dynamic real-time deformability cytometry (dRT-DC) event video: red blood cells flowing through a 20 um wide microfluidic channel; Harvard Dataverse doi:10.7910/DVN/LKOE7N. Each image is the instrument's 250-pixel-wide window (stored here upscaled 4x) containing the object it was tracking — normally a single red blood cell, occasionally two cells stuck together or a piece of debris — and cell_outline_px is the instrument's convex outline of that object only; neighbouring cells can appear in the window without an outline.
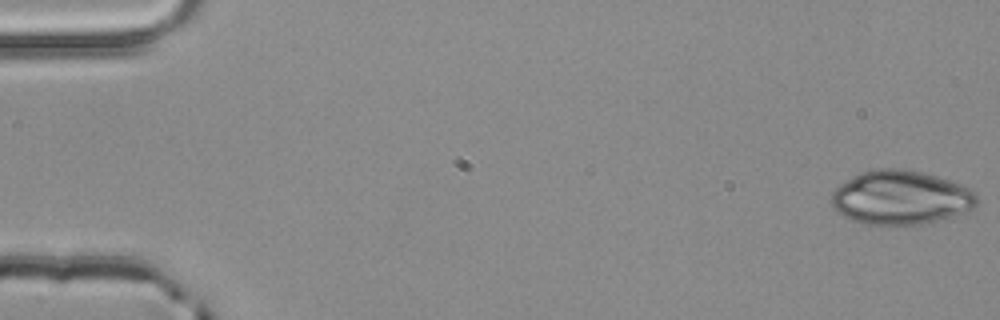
{"species": "common noctule bat (a hibernating species)", "species_latin": "Nyctalus noctula", "temperature_condition": "room temperature", "stored_images_in_passage": 4, "camera_frame_rate_fps": 3000, "um_per_image_px": 0.085, "animal": {"sex": "male", "body_mass_g": 20.4}, "frame": {"image": 1, "passage_image": 1, "time_ms": 0.0, "image_size_px": [1000, 320], "cell_outline_px": [[980, 200], [972, 208], [924, 224], [864, 224], [852, 220], [836, 212], [832, 208], [832, 192], [840, 184], [860, 172], [872, 168], [900, 168], [920, 172], [936, 176], [960, 184], [976, 192]], "centroid_in_image_um": [76.52, 16.78], "position_along_channel_um": 8.5, "area_um2": 45.49}}